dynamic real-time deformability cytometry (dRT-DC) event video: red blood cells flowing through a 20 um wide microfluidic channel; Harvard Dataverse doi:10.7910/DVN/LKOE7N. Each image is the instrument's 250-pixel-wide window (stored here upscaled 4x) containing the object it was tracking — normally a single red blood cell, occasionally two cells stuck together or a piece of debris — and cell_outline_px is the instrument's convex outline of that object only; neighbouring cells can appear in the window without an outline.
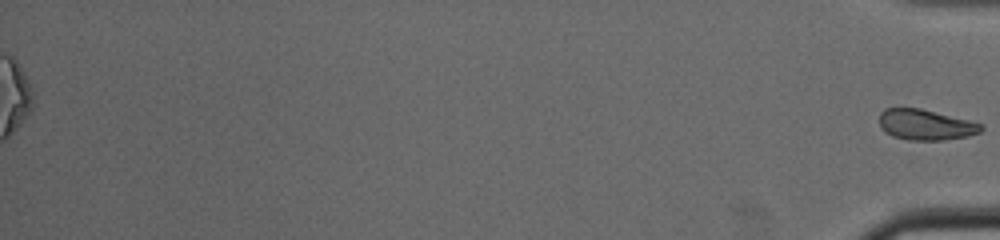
{"species": "common noctule bat (a hibernating species)", "species_latin": "Nyctalus noctula", "temperature_condition": "cold", "stored_images_in_passage": 42, "segment_of_instrument_passage": [2, 2], "camera_frame_rate_fps": 3000, "um_per_image_px": 0.085, "animal": {"sex": "male", "body_mass_g": 19.0, "forearm_length_mm": 50.8}, "frame": {"image": 1, "passage_image": 42, "time_ms": 13.667, "image_size_px": [1000, 240], "cell_outline_px": [[984, 128], [980, 132], [968, 136], [944, 140], [908, 140], [892, 136], [884, 132], [880, 124], [880, 112], [884, 108], [920, 108], [984, 124]], "centroid_in_image_um": [78.68, 10.61], "position_along_channel_um": 356.5, "area_um2": 18.21}}